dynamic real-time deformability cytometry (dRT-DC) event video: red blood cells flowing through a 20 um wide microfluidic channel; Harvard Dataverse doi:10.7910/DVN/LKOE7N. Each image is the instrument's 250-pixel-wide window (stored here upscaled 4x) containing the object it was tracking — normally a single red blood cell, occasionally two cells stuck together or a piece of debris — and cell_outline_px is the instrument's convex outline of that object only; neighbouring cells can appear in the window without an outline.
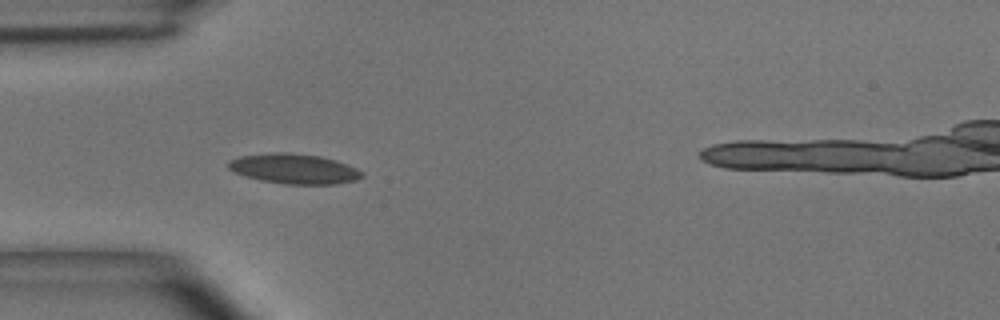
{"species": "common noctule bat (a hibernating species)", "species_latin": "Nyctalus noctula", "temperature_condition": "room temperature", "stored_images_in_passage": 5, "camera_frame_rate_fps": 3000, "um_per_image_px": 0.085, "animal": {"sex": "male", "body_mass_g": 15.6}, "frame": {"image": 1, "passage_image": 3, "time_ms": 0.667, "image_size_px": [1000, 320], "cell_outline_px": [[364, 176], [356, 180], [336, 184], [284, 184], [260, 180], [244, 176], [228, 168], [228, 160], [240, 156], [280, 152], [288, 152], [320, 156], [336, 160], [356, 168], [364, 172]], "centroid_in_image_um": [25.02, 14.35], "position_along_channel_um": 60.0, "area_um2": 23.35}}
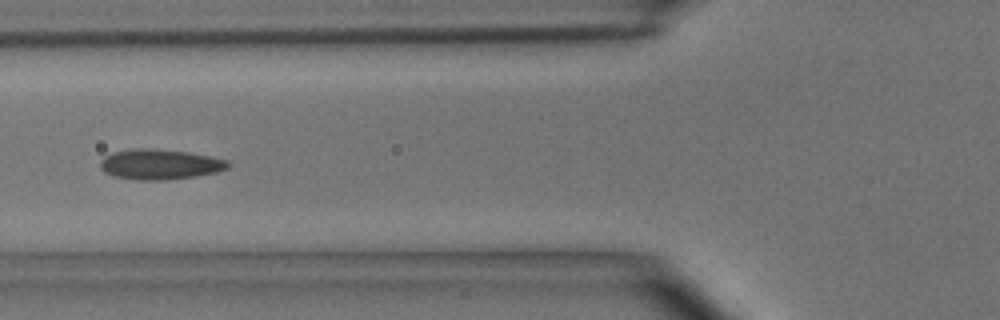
{"frame": {"image": 2, "passage_image": 4, "time_ms": 1.0, "image_size_px": [1000, 320], "cell_outline_px": [[232, 164], [228, 168], [216, 172], [196, 176], [168, 180], [136, 180], [112, 176], [104, 172], [100, 168], [100, 160], [104, 156], [112, 152], [132, 148], [148, 148], [188, 152], [228, 160]], "centroid_in_image_um": [13.56, 13.97], "position_along_channel_um": 112.2, "area_um2": 22.77}}